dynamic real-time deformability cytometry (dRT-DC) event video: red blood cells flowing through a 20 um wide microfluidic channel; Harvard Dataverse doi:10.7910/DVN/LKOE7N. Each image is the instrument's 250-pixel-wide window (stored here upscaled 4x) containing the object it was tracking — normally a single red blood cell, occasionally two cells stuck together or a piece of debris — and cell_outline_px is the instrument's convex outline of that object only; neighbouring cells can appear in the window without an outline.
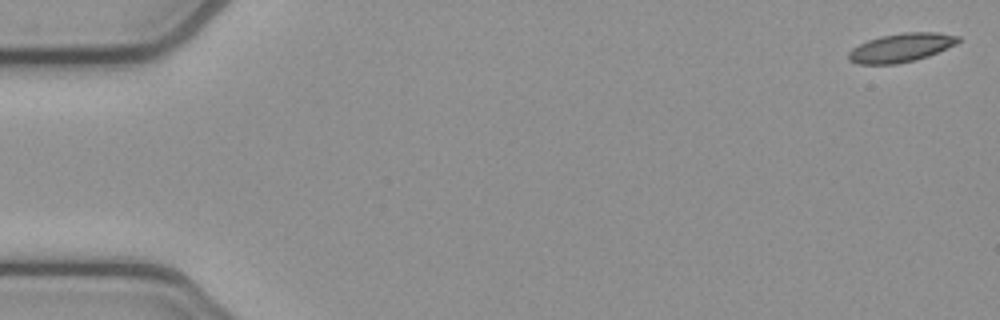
{"species": "common noctule bat (a hibernating species)", "species_latin": "Nyctalus noctula", "temperature_condition": "cold", "stored_images_in_passage": 5, "camera_frame_rate_fps": 3000, "um_per_image_px": 0.085, "animal": {"sex": "female", "body_mass_g": 21.9}, "frame": {"image": 1, "passage_image": 1, "time_ms": 0.0, "image_size_px": [1000, 320], "cell_outline_px": [[960, 40], [956, 44], [928, 56], [916, 60], [896, 64], [856, 64], [848, 60], [848, 52], [852, 48], [868, 40], [880, 36], [904, 32], [936, 32], [960, 36]], "centroid_in_image_um": [76.57, 4.05], "position_along_channel_um": 8.4, "area_um2": 18.38}}
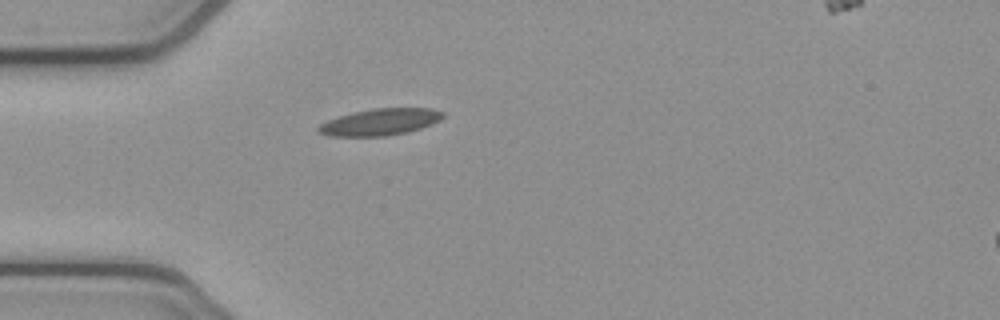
{"frame": {"image": 2, "passage_image": 5, "time_ms": 1.333, "image_size_px": [1000, 320], "cell_outline_px": [[444, 116], [440, 120], [420, 128], [404, 132], [384, 136], [328, 136], [316, 132], [316, 128], [320, 124], [328, 120], [352, 112], [372, 108], [432, 108], [444, 112]], "centroid_in_image_um": [32.27, 10.36], "position_along_channel_um": 52.7, "area_um2": 19.31}}